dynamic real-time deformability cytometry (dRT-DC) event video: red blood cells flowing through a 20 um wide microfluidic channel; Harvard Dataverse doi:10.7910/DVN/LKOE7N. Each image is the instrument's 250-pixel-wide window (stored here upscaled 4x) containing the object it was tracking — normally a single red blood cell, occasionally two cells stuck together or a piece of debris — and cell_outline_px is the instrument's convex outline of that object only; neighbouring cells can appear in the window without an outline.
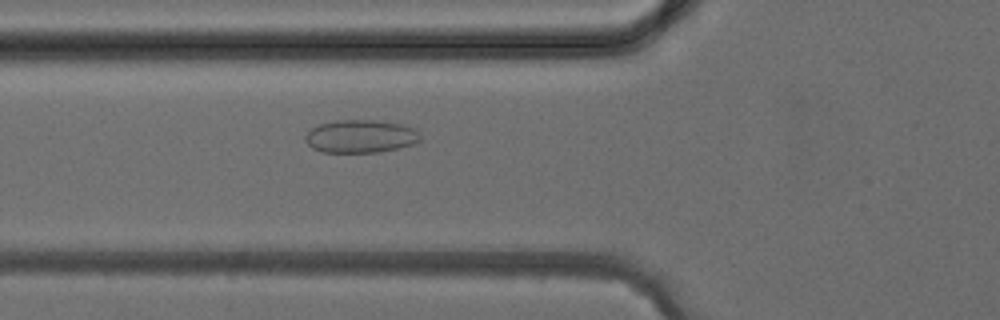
{"species": "common noctule bat (a hibernating species)", "species_latin": "Nyctalus noctula", "temperature_condition": "cold", "stored_images_in_passage": 4, "camera_frame_rate_fps": 3000, "um_per_image_px": 0.085, "animal": {"sex": "female", "body_mass_g": 24.6, "forearm_length_mm": 56.2}, "frame": {"image": 1, "passage_image": 4, "time_ms": 4.667, "image_size_px": [1000, 320], "cell_outline_px": [[420, 140], [412, 144], [380, 152], [324, 152], [312, 148], [304, 140], [304, 136], [312, 128], [320, 124], [340, 120], [372, 120], [400, 124], [416, 128], [420, 132]], "centroid_in_image_um": [30.65, 11.59], "position_along_channel_um": 95.1, "area_um2": 21.96}}